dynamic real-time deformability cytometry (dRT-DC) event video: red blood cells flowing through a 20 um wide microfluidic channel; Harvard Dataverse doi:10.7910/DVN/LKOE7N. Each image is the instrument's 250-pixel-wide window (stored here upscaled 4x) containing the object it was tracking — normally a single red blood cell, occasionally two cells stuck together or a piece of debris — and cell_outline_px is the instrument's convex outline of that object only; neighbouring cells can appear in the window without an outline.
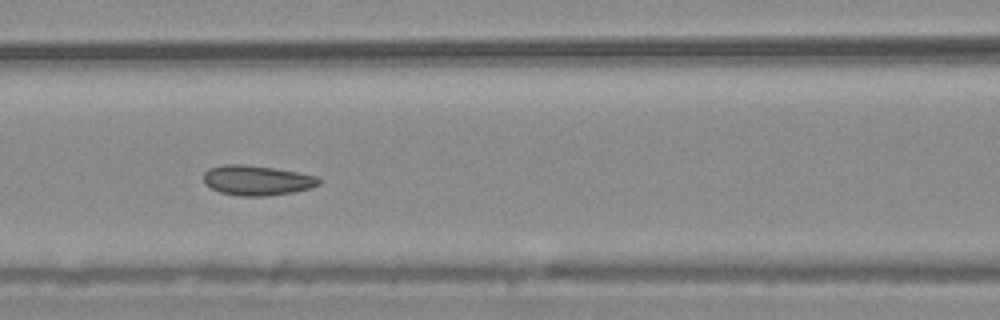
{"species": "common noctule bat (a hibernating species)", "species_latin": "Nyctalus noctula", "temperature_condition": "warm", "stored_images_in_passage": 7, "camera_frame_rate_fps": 3000, "um_per_image_px": 0.085, "animal": {"sex": "male", "body_mass_g": 20.4}, "frame": {"image": 1, "passage_image": 6, "time_ms": 1.667, "image_size_px": [1000, 320], "cell_outline_px": [[320, 184], [312, 188], [292, 192], [264, 196], [240, 196], [220, 192], [204, 184], [204, 172], [208, 168], [224, 164], [244, 164], [276, 168], [300, 172], [316, 176], [320, 180]], "centroid_in_image_um": [21.84, 15.32], "position_along_channel_um": 144.8, "area_um2": 20.29}}
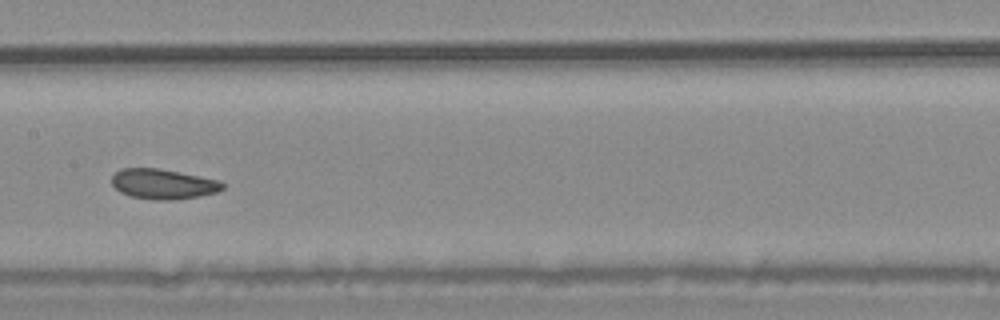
{"frame": {"image": 2, "passage_image": 7, "time_ms": 2.0, "image_size_px": [1000, 320], "cell_outline_px": [[224, 188], [216, 192], [200, 196], [172, 200], [152, 200], [132, 196], [120, 192], [112, 184], [112, 176], [120, 168], [156, 168], [220, 180], [224, 184]], "centroid_in_image_um": [13.86, 15.64], "position_along_channel_um": 193.5, "area_um2": 19.31}}